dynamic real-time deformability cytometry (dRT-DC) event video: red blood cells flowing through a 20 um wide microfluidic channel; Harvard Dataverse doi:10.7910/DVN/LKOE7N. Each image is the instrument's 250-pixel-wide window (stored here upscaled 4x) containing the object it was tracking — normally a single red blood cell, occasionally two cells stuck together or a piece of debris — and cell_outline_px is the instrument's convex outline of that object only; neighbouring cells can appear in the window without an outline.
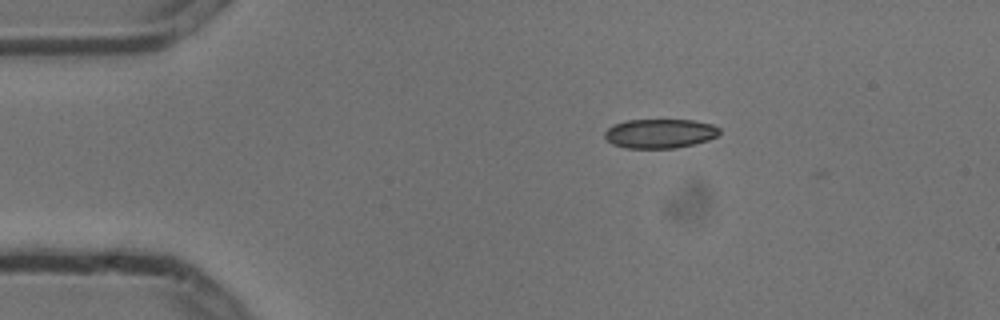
{"species": "common noctule bat (a hibernating species)", "species_latin": "Nyctalus noctula", "temperature_condition": "cold", "stored_images_in_passage": 4, "camera_frame_rate_fps": 3000, "um_per_image_px": 0.085, "animal": {"sex": "male", "body_mass_g": 13.3}, "frame": {"image": 1, "passage_image": 3, "time_ms": 0.667, "image_size_px": [1000, 320], "cell_outline_px": [[720, 132], [716, 136], [708, 140], [676, 148], [628, 148], [612, 144], [604, 136], [604, 132], [608, 128], [616, 124], [628, 120], [692, 120], [712, 124], [720, 128]], "centroid_in_image_um": [56.1, 11.35], "position_along_channel_um": 28.9, "area_um2": 19.42}}